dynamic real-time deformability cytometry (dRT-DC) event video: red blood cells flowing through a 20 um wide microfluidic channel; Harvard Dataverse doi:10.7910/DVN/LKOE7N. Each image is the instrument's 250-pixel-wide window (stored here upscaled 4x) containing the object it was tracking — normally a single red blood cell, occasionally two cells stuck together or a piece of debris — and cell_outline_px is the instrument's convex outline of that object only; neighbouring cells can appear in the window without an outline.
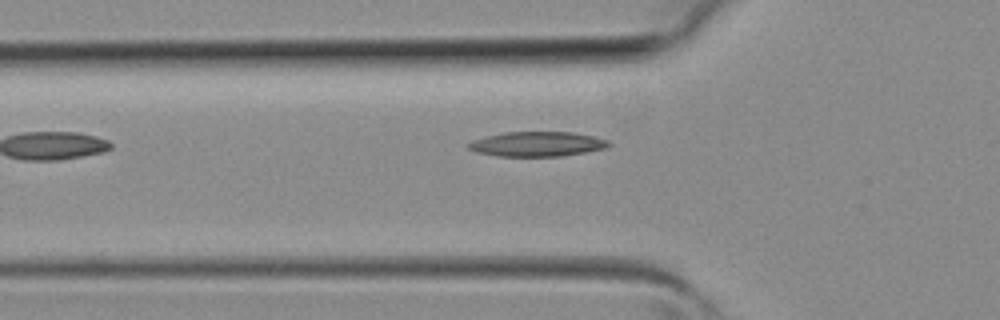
{"species": "common noctule bat (a hibernating species)", "species_latin": "Nyctalus noctula", "temperature_condition": "room temperature", "stored_images_in_passage": 4, "camera_frame_rate_fps": 3000, "um_per_image_px": 0.085, "animal": {"sex": "female", "body_mass_g": 19.3, "forearm_length_mm": 54.1}, "frame": {"image": 1, "passage_image": 4, "time_ms": 1.0, "image_size_px": [1000, 320], "cell_outline_px": [[612, 144], [604, 148], [584, 152], [560, 156], [496, 156], [476, 152], [468, 148], [468, 144], [472, 140], [504, 132], [572, 132], [592, 136], [608, 140]], "centroid_in_image_um": [45.64, 12.24], "position_along_channel_um": 80.2, "area_um2": 20.06}}